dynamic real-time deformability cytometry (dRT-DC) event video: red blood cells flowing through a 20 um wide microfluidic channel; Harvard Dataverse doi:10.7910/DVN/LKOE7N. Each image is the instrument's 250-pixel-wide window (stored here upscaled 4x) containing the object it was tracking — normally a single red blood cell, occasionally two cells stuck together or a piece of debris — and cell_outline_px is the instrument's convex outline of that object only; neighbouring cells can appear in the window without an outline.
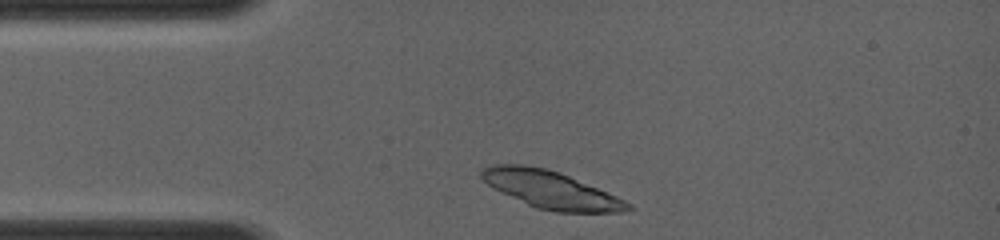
{"species": "common noctule bat (a hibernating species)", "species_latin": "Nyctalus noctula", "temperature_condition": "room temperature", "stored_images_in_passage": 1, "camera_frame_rate_fps": 4000, "um_per_image_px": 0.085, "animal": {"sex": "female", "body_mass_g": 19.0, "forearm_length_mm": 56.7}, "frame": {"image": 1, "passage_image": 1, "time_ms": 0.0, "image_size_px": [1000, 240], "cell_outline_px": [[632, 208], [616, 212], [556, 212], [536, 208], [488, 184], [480, 176], [480, 172], [484, 168], [500, 164], [520, 164], [544, 168], [568, 176], [624, 200]], "centroid_in_image_um": [46.79, 16.13], "position_along_channel_um": 38.2, "area_um2": 30.63}}